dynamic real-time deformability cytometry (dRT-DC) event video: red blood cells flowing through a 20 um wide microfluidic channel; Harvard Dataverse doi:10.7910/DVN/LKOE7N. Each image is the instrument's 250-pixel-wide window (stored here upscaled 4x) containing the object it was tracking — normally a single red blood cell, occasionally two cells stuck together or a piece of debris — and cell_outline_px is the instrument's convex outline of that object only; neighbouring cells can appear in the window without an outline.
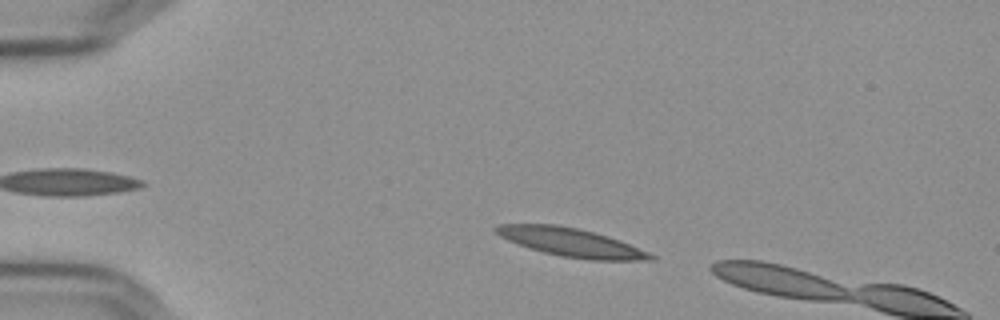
{"species": "Egyptian fruit bat (a non-hibernating species)", "species_latin": "Rousettus aegyptiacus", "temperature_condition": "cold", "stored_images_in_passage": 10, "camera_frame_rate_fps": 3000, "um_per_image_px": 0.085, "frame": {"image": 1, "passage_image": 6, "time_ms": 1.667, "image_size_px": [1000, 320], "cell_outline_px": [[656, 256], [652, 260], [588, 260], [560, 256], [528, 248], [508, 240], [500, 236], [492, 228], [500, 224], [556, 224], [576, 228], [608, 236], [620, 240], [648, 252]], "centroid_in_image_um": [48.52, 20.6], "position_along_channel_um": 36.5, "area_um2": 25.49}}